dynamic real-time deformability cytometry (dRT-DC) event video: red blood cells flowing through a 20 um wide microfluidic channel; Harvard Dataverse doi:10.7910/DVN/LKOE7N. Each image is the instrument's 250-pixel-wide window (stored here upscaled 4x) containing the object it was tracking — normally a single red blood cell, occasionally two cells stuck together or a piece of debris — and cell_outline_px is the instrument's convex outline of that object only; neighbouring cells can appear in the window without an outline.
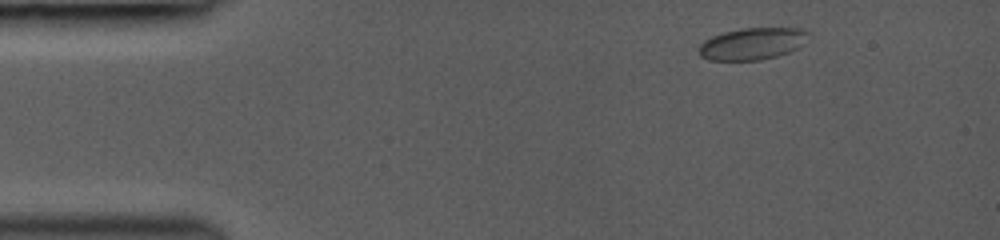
{"species": "common noctule bat (a hibernating species)", "species_latin": "Nyctalus noctula", "temperature_condition": "room temperature", "stored_images_in_passage": 32, "camera_frame_rate_fps": 3000, "um_per_image_px": 0.085, "animal": {"sex": "female", "body_mass_g": 19.0, "forearm_length_mm": 53.3}, "frame": {"image": 1, "passage_image": 1, "time_ms": 0.0, "image_size_px": [1000, 240], "cell_outline_px": [[808, 32], [804, 44], [800, 48], [776, 56], [760, 60], [708, 60], [700, 56], [700, 44], [704, 40], [712, 36], [724, 32], [740, 28], [800, 28]], "centroid_in_image_um": [63.95, 3.71], "position_along_channel_um": 21.1, "area_um2": 20.35}}
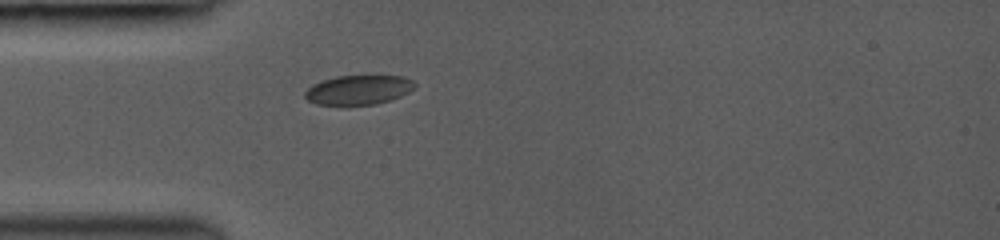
{"frame": {"image": 2, "passage_image": 22, "time_ms": 2.667, "image_size_px": [1000, 240], "cell_outline_px": [[416, 84], [408, 92], [400, 96], [376, 104], [316, 104], [308, 100], [304, 96], [304, 92], [312, 84], [336, 76], [404, 76], [412, 80]], "centroid_in_image_um": [30.45, 7.63], "position_along_channel_um": 54.5, "area_um2": 18.5}}
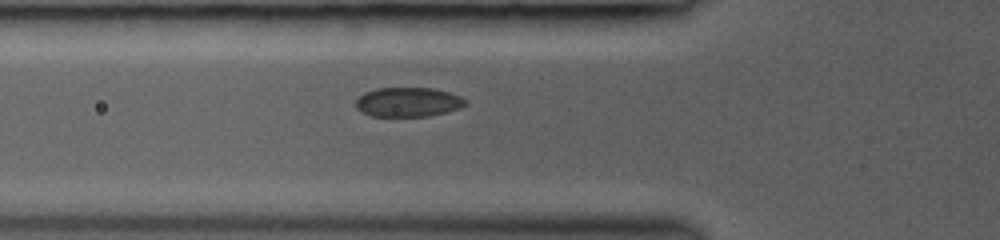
{"frame": {"image": 3, "passage_image": 30, "time_ms": 3.667, "image_size_px": [1000, 240], "cell_outline_px": [[468, 104], [460, 108], [428, 116], [372, 116], [356, 108], [356, 100], [364, 92], [376, 88], [432, 88], [448, 92], [460, 96], [468, 100]], "centroid_in_image_um": [34.71, 8.67], "position_along_channel_um": 91.1, "area_um2": 18.73}}